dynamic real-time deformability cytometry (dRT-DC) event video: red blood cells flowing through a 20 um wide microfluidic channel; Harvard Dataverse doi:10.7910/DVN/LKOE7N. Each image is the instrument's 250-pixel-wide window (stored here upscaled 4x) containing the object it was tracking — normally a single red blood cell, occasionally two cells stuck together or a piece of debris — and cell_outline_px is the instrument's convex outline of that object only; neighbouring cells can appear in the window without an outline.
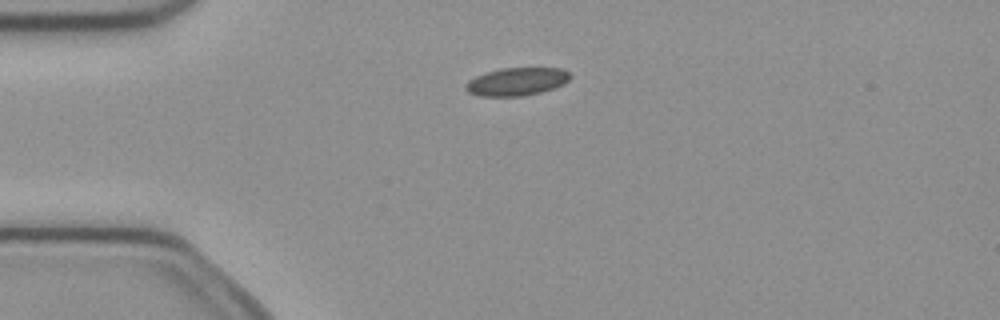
{"species": "common noctule bat (a hibernating species)", "species_latin": "Nyctalus noctula", "temperature_condition": "cold", "stored_images_in_passage": 5, "camera_frame_rate_fps": 3000, "um_per_image_px": 0.085, "animal": {"sex": "female", "body_mass_g": 21.9}, "frame": {"image": 1, "passage_image": 4, "time_ms": 1.0, "image_size_px": [1000, 320], "cell_outline_px": [[572, 76], [564, 84], [540, 92], [520, 96], [480, 96], [468, 92], [464, 88], [464, 84], [468, 80], [476, 76], [500, 68], [560, 68], [568, 72]], "centroid_in_image_um": [43.89, 6.93], "position_along_channel_um": 41.1, "area_um2": 16.94}}